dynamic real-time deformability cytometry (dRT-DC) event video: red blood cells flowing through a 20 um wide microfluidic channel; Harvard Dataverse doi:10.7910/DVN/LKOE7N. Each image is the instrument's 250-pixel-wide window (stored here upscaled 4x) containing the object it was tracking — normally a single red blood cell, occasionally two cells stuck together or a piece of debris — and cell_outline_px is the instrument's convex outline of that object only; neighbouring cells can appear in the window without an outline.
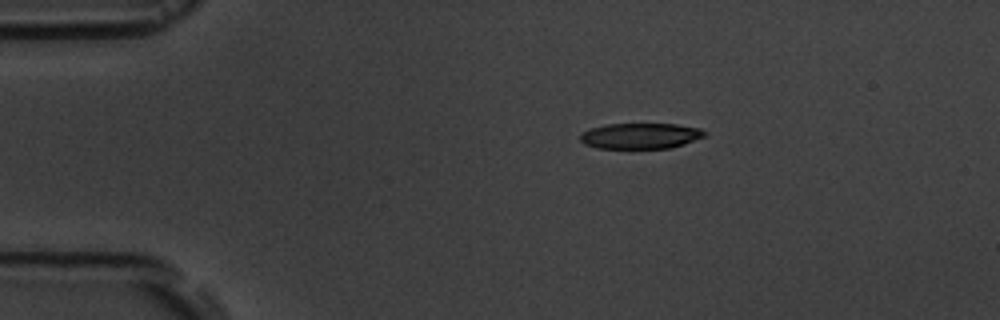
{"species": "common noctule bat (a hibernating species)", "species_latin": "Nyctalus noctula", "temperature_condition": "room temperature", "stored_images_in_passage": 2, "camera_frame_rate_fps": 3000, "um_per_image_px": 0.085, "animal": {"sex": "male", "body_mass_g": 19.5, "forearm_length_mm": 54.6}, "frame": {"image": 1, "passage_image": 1, "time_ms": 0.0, "image_size_px": [1000, 320], "cell_outline_px": [[708, 136], [684, 144], [668, 148], [596, 148], [584, 144], [580, 140], [580, 132], [604, 124], [676, 124], [700, 128], [708, 132]], "centroid_in_image_um": [54.46, 11.55], "position_along_channel_um": 30.5, "area_um2": 18.84}}